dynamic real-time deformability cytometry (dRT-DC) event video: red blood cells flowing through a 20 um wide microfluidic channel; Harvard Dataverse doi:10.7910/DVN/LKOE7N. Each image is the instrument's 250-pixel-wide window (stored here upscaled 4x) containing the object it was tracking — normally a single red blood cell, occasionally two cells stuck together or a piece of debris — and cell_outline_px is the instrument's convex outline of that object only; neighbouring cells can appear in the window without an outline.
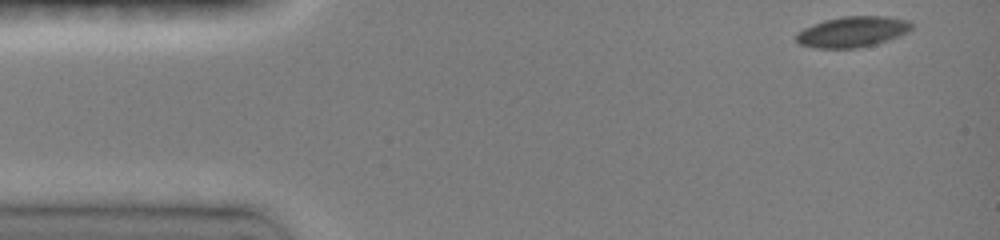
{"species": "common noctule bat (a hibernating species)", "species_latin": "Nyctalus noctula", "temperature_condition": "room temperature", "stored_images_in_passage": 41, "camera_frame_rate_fps": 3000, "um_per_image_px": 0.085, "animal": {"sex": "female", "body_mass_g": 19.0, "forearm_length_mm": 51.5}, "frame": {"image": 1, "passage_image": 1, "time_ms": 0.0, "image_size_px": [1000, 240], "cell_outline_px": [[912, 28], [908, 32], [900, 36], [876, 44], [856, 48], [816, 48], [800, 44], [796, 40], [796, 32], [812, 24], [824, 20], [840, 16], [888, 16], [908, 20], [912, 24]], "centroid_in_image_um": [72.46, 2.69], "position_along_channel_um": 12.5, "area_um2": 20.81}}
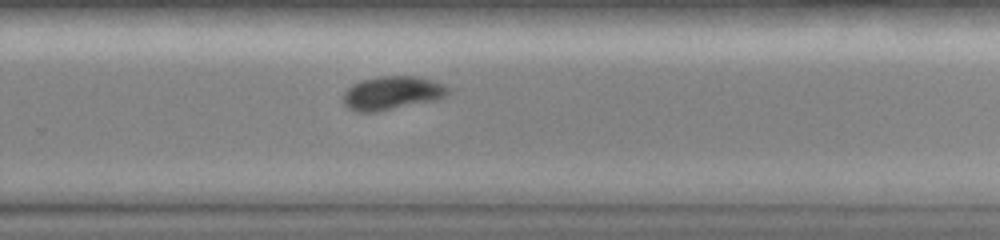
{"frame": {"image": 2, "passage_image": 29, "time_ms": 9.333, "image_size_px": [1000, 240], "cell_outline_px": [[448, 92], [444, 96], [436, 100], [376, 112], [356, 112], [348, 108], [344, 104], [344, 92], [352, 84], [376, 76], [420, 76], [444, 84], [448, 88]], "centroid_in_image_um": [33.31, 7.9], "position_along_channel_um": 296.5, "area_um2": 20.46}}
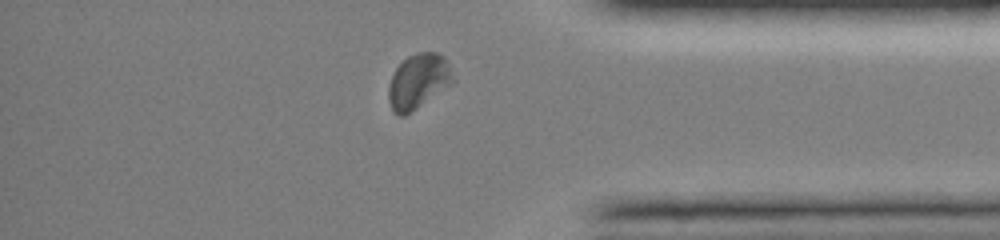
{"frame": {"image": 3, "passage_image": 37, "time_ms": 12.0, "image_size_px": [1000, 240], "cell_outline_px": [[452, 84], [404, 116], [396, 116], [392, 112], [388, 100], [388, 84], [396, 68], [408, 56], [416, 52], [436, 52], [444, 56], [452, 76]], "centroid_in_image_um": [35.5, 6.93], "position_along_channel_um": 399.7, "area_um2": 20.4}, "authors_computed_cell_mechanics": {"area_um2": 20.808, "velocity_mm_per_s": 4.0921, "shape_relaxation_time_tau1_ms": 3.4791, "shape_relaxation_time_tau2_ms": 6.1779, "deformation_change_tau1": 0.1117, "deformation_change_tau2": 0.0751}}